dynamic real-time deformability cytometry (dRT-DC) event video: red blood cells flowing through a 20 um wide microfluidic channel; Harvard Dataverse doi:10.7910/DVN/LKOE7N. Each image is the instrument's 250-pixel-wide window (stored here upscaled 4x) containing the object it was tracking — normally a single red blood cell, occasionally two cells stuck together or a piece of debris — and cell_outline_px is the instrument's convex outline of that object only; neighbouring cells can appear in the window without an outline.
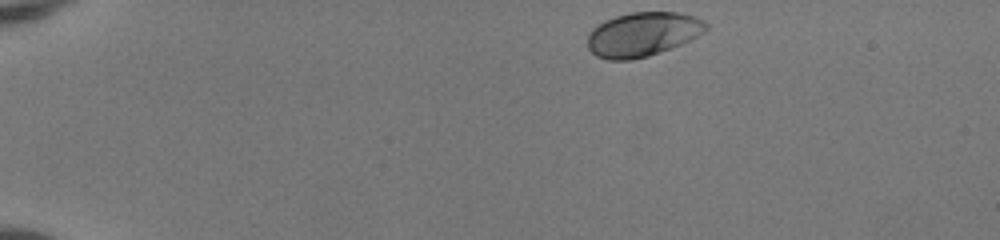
{"species": "human", "species_latin": "Homo sapiens", "temperature_condition": "room temperature", "stored_images_in_passage": 42, "camera_frame_rate_fps": 3000, "um_per_image_px": 0.085, "donor": {"sex": "female"}, "frame": {"image": 1, "passage_image": 1, "time_ms": 0.0, "image_size_px": [1000, 240], "cell_outline_px": [[708, 28], [704, 32], [680, 44], [660, 52], [648, 56], [628, 60], [608, 60], [596, 56], [588, 48], [588, 32], [592, 28], [604, 20], [616, 16], [632, 12], [676, 12], [696, 16], [704, 20], [708, 24]], "centroid_in_image_um": [54.61, 2.9], "position_along_channel_um": 30.4, "area_um2": 30.52}}
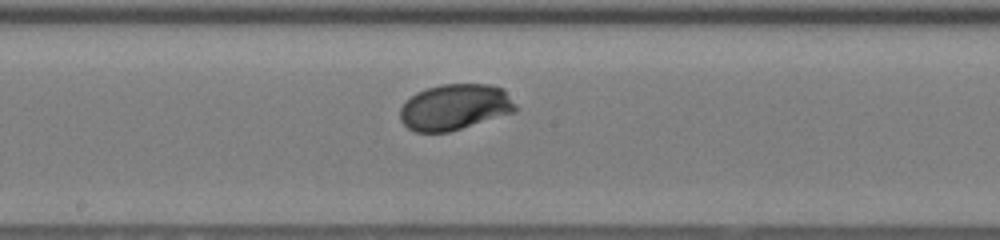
{"frame": {"image": 2, "passage_image": 21, "time_ms": 6.667, "image_size_px": [1000, 240], "cell_outline_px": [[516, 112], [448, 132], [416, 132], [408, 128], [400, 120], [400, 108], [416, 92], [440, 84], [488, 84], [504, 88], [516, 104]], "centroid_in_image_um": [38.68, 9.1], "position_along_channel_um": 209.5, "area_um2": 30.92}}
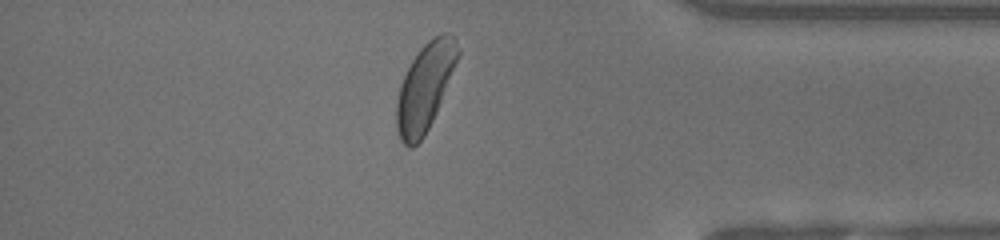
{"frame": {"image": 3, "passage_image": 36, "time_ms": 11.667, "image_size_px": [1000, 240], "cell_outline_px": [[460, 52], [436, 112], [424, 136], [412, 148], [408, 148], [400, 140], [396, 132], [396, 100], [400, 84], [412, 60], [420, 48], [432, 36], [440, 32], [448, 32], [456, 40]], "centroid_in_image_um": [36.09, 7.4], "position_along_channel_um": 399.1, "area_um2": 30.92}, "authors_computed_cell_mechanics": {"area_um2": 30.4895, "velocity_mm_per_s": 4.14, "shape_relaxation_time_tau1_ms": 1.8291, "shape_relaxation_time_tau2_ms": null, "deformation_change_tau1": 0.1234, "deformation_change_tau2": null}}